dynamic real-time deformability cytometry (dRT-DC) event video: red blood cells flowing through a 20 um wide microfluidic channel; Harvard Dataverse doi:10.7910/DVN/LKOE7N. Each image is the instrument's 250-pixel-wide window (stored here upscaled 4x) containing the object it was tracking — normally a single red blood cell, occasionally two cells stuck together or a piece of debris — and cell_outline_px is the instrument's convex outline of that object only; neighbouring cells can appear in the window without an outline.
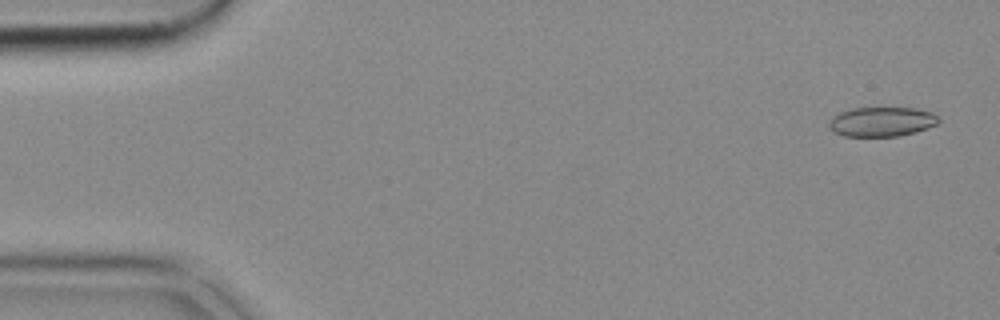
{"species": "common noctule bat (a hibernating species)", "species_latin": "Nyctalus noctula", "temperature_condition": "cold", "stored_images_in_passage": 52, "camera_frame_rate_fps": 3000, "um_per_image_px": 0.085, "animal": {"sex": "female", "body_mass_g": 18.4}, "frame": {"image": 1, "passage_image": 2, "time_ms": 0.333, "image_size_px": [1000, 320], "cell_outline_px": [[940, 120], [936, 124], [928, 128], [916, 132], [896, 136], [844, 136], [828, 128], [828, 124], [832, 116], [840, 112], [852, 108], [916, 108], [932, 112]], "centroid_in_image_um": [74.93, 10.34], "position_along_channel_um": 10.1, "area_um2": 18.84}}
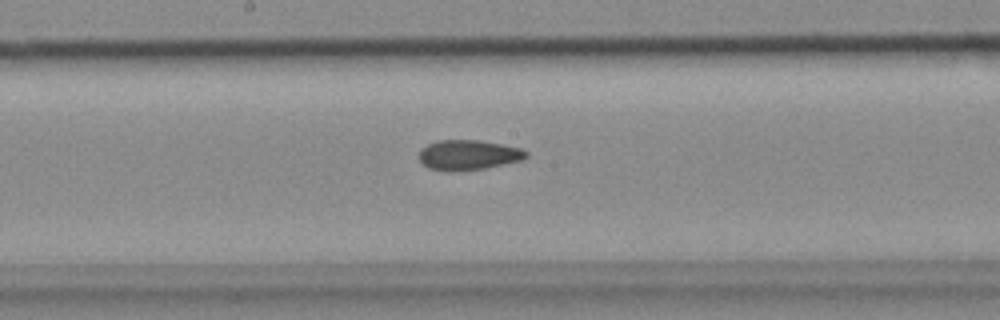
{"frame": {"image": 2, "passage_image": 27, "time_ms": 8.667, "image_size_px": [1000, 320], "cell_outline_px": [[528, 156], [524, 160], [484, 168], [448, 172], [428, 168], [420, 160], [420, 148], [436, 140], [480, 140], [520, 148], [528, 152]], "centroid_in_image_um": [39.81, 13.17], "position_along_channel_um": 208.4, "area_um2": 18.79}}
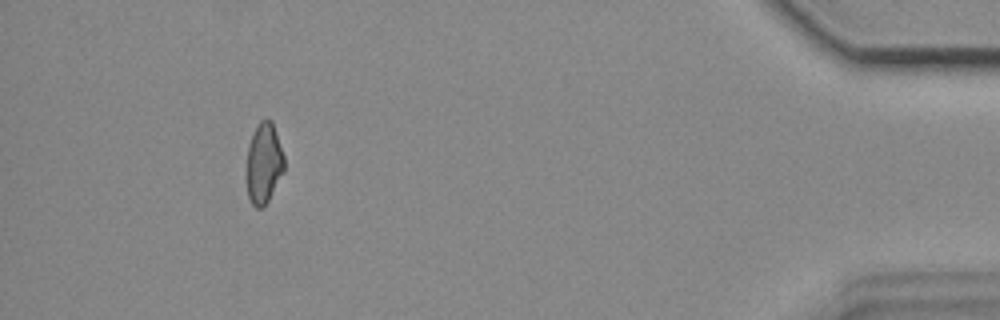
{"frame": {"image": 3, "passage_image": 48, "time_ms": 15.667, "image_size_px": [1000, 320], "cell_outline_px": [[284, 172], [268, 200], [260, 208], [256, 208], [252, 204], [248, 196], [244, 176], [244, 172], [248, 144], [256, 124], [260, 120], [272, 120], [284, 156]], "centroid_in_image_um": [22.38, 13.87], "position_along_channel_um": 412.8, "area_um2": 18.21}}